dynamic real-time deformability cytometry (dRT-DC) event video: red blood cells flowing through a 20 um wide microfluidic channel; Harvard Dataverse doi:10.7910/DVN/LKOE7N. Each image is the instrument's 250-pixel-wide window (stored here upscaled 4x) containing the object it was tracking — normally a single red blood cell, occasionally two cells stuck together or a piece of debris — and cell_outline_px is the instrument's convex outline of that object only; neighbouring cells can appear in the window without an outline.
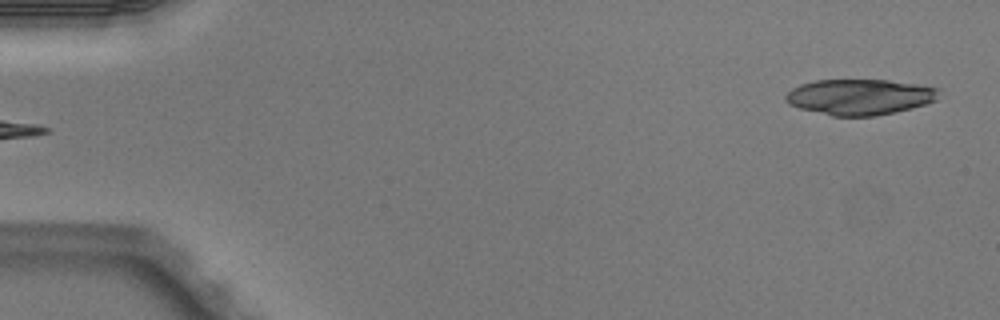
{"species": "Egyptian fruit bat (a non-hibernating species)", "species_latin": "Rousettus aegyptiacus", "temperature_condition": "warm", "stored_images_in_passage": 4, "segment_of_instrument_passage": [2, 2], "camera_frame_rate_fps": 3000, "um_per_image_px": 0.085, "animal": {"sex": "male"}, "frame": {"image": 1, "passage_image": 4, "time_ms": 1.0, "image_size_px": [1000, 320], "cell_outline_px": [[940, 88], [936, 100], [912, 108], [876, 116], [832, 116], [800, 108], [788, 104], [784, 100], [784, 96], [792, 88], [800, 84], [816, 80], [888, 80], [916, 84]], "centroid_in_image_um": [73.05, 8.24], "position_along_channel_um": 11.9, "area_um2": 31.91}}